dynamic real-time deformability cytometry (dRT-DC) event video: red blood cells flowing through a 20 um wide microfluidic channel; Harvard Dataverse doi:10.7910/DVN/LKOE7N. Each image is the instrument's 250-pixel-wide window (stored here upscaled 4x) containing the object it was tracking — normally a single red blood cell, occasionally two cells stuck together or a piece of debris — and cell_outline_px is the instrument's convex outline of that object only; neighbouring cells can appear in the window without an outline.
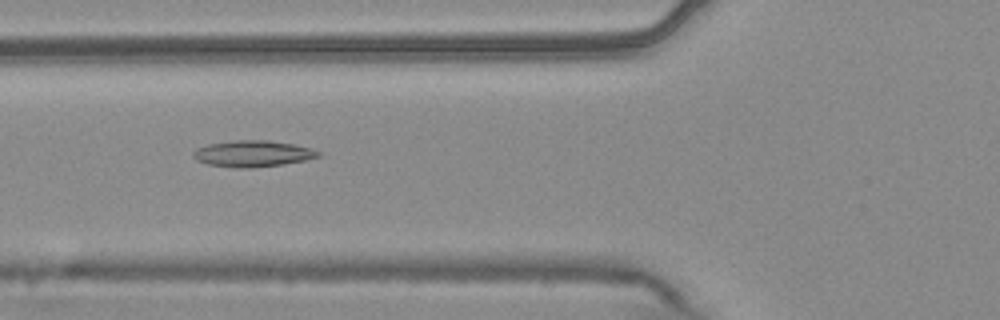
{"species": "common noctule bat (a hibernating species)", "species_latin": "Nyctalus noctula", "temperature_condition": "warm", "stored_images_in_passage": 55, "camera_frame_rate_fps": 3000, "um_per_image_px": 0.085, "animal": {"sex": "male", "body_mass_g": 20.4}, "frame": {"image": 1, "passage_image": 21, "time_ms": 6.667, "image_size_px": [1000, 320], "cell_outline_px": [[320, 156], [304, 160], [284, 164], [252, 168], [236, 168], [208, 164], [196, 160], [192, 156], [192, 152], [196, 148], [208, 144], [236, 140], [268, 140], [292, 144], [312, 148], [320, 152]], "centroid_in_image_um": [21.46, 13.06], "position_along_channel_um": 104.3, "area_um2": 19.19}}
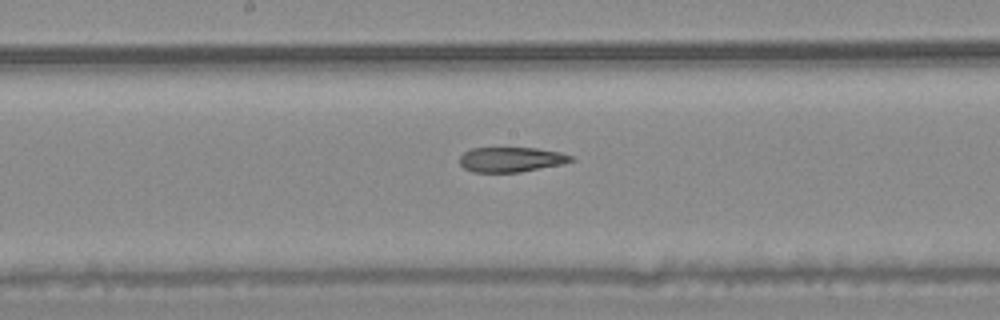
{"frame": {"image": 2, "passage_image": 29, "time_ms": 9.333, "image_size_px": [1000, 320], "cell_outline_px": [[576, 160], [560, 164], [520, 172], [472, 172], [464, 168], [460, 164], [460, 156], [464, 152], [472, 148], [536, 148], [560, 152], [572, 156]], "centroid_in_image_um": [43.43, 13.56], "position_along_channel_um": 204.8, "area_um2": 16.07}}
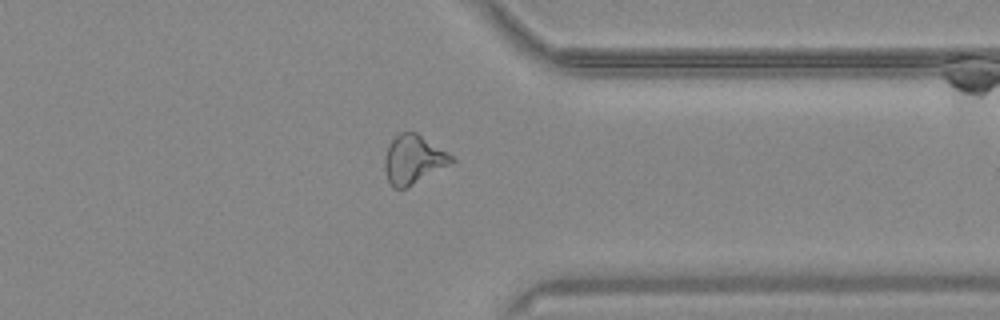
{"frame": {"image": 3, "passage_image": 43, "time_ms": 14.0, "image_size_px": [1000, 320], "cell_outline_px": [[456, 160], [452, 164], [404, 188], [392, 188], [388, 180], [384, 168], [384, 160], [388, 144], [400, 132], [416, 132], [448, 152]], "centroid_in_image_um": [35.14, 13.55], "position_along_channel_um": 376.3, "area_um2": 18.9}, "authors_computed_cell_mechanics": {"area_um2": 19.1896, "velocity_mm_per_s": 3.7664, "shape_relaxation_time_tau1_ms": null, "shape_relaxation_time_tau2_ms": 5.2352, "deformation_change_tau1": null, "deformation_change_tau2": 0.1636}}